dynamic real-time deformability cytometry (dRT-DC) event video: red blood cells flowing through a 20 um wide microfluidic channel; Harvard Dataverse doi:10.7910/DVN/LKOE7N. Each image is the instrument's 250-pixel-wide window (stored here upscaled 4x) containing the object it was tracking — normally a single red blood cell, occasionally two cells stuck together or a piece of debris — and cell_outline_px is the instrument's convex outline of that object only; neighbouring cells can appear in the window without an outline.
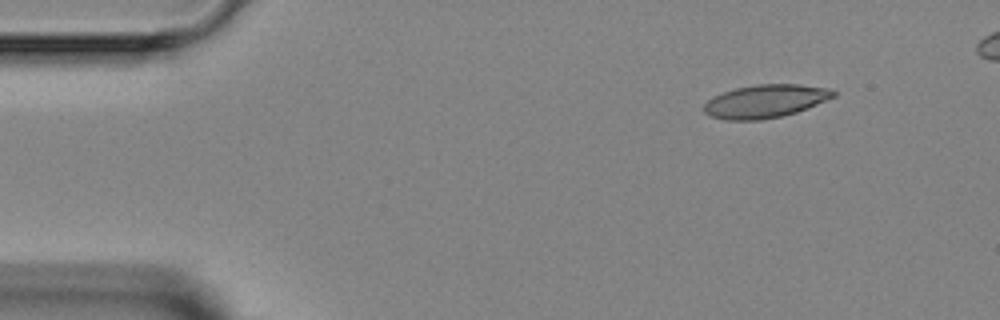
{"species": "Egyptian fruit bat (a non-hibernating species)", "species_latin": "Rousettus aegyptiacus", "temperature_condition": "room temperature", "stored_images_in_passage": 5, "camera_frame_rate_fps": 3000, "um_per_image_px": 0.085, "animal": {"sex": "female"}, "frame": {"image": 1, "passage_image": 2, "time_ms": 1.333, "image_size_px": [1000, 320], "cell_outline_px": [[836, 96], [796, 112], [780, 116], [760, 120], [724, 120], [708, 116], [704, 112], [704, 104], [708, 100], [724, 92], [736, 88], [756, 84], [800, 84], [828, 88], [836, 92]], "centroid_in_image_um": [65.04, 8.6], "position_along_channel_um": 20.0, "area_um2": 24.85}}